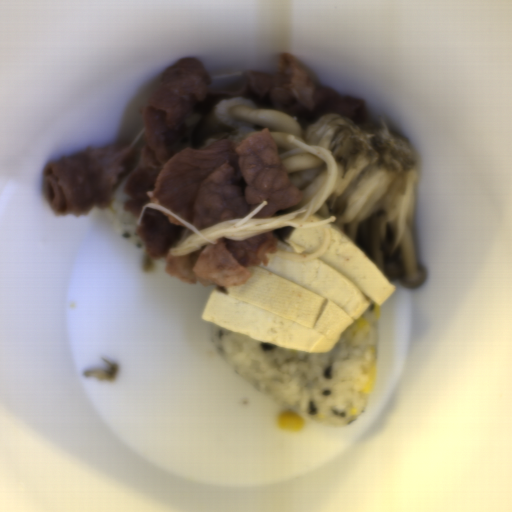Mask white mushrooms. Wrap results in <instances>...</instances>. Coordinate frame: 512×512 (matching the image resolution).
<instances>
[{"mask_svg":"<svg viewBox=\"0 0 512 512\" xmlns=\"http://www.w3.org/2000/svg\"><path fill=\"white\" fill-rule=\"evenodd\" d=\"M268 128L278 155L295 148L292 135L307 145L324 146L336 163L330 195L315 211L336 217L341 229L404 289L423 285L427 273L420 264L413 233V209L418 183L416 158L407 136L395 133L380 117L353 123L337 113L304 119L290 116L242 97L214 103L194 128L195 150L212 143L245 141Z\"/></svg>","mask_w":512,"mask_h":512,"instance_id":"white-mushrooms-1","label":"white mushrooms"},{"mask_svg":"<svg viewBox=\"0 0 512 512\" xmlns=\"http://www.w3.org/2000/svg\"><path fill=\"white\" fill-rule=\"evenodd\" d=\"M281 161L290 183L299 190L302 199L291 207L272 213L268 219L298 212L321 193L328 180V162L311 152L289 156Z\"/></svg>","mask_w":512,"mask_h":512,"instance_id":"white-mushrooms-2","label":"white mushrooms"}]
</instances>
